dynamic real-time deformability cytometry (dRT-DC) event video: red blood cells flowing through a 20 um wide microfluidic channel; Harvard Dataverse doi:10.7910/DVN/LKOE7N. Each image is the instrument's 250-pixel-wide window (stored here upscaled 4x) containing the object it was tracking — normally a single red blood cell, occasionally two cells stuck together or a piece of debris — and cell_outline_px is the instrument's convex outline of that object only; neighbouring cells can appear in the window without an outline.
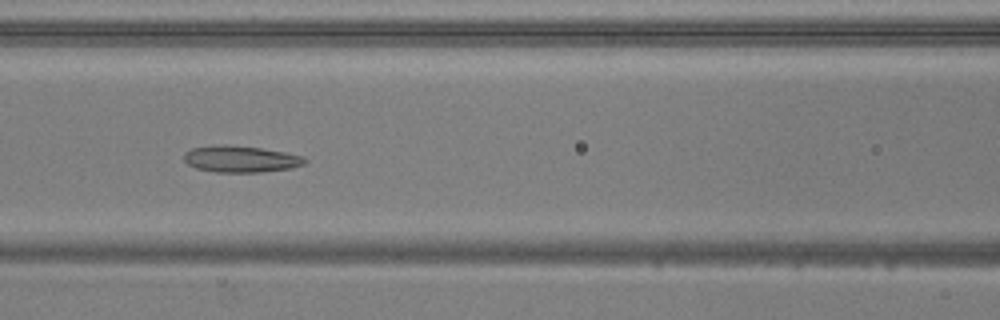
{"species": "common noctule bat (a hibernating species)", "species_latin": "Nyctalus noctula", "temperature_condition": "warm", "stored_images_in_passage": 44, "camera_frame_rate_fps": 3000, "um_per_image_px": 0.085, "animal": {"sex": "male", "body_mass_g": 20.5, "forearm_length_mm": 52.5}, "frame": {"image": 1, "passage_image": 15, "time_ms": 4.667, "image_size_px": [1000, 320], "cell_outline_px": [[308, 160], [304, 164], [292, 168], [260, 172], [216, 172], [196, 168], [188, 164], [184, 160], [184, 152], [192, 148], [220, 144], [228, 144], [260, 148], [284, 152], [304, 156]], "centroid_in_image_um": [20.46, 13.51], "position_along_channel_um": 146.1, "area_um2": 18.79}}
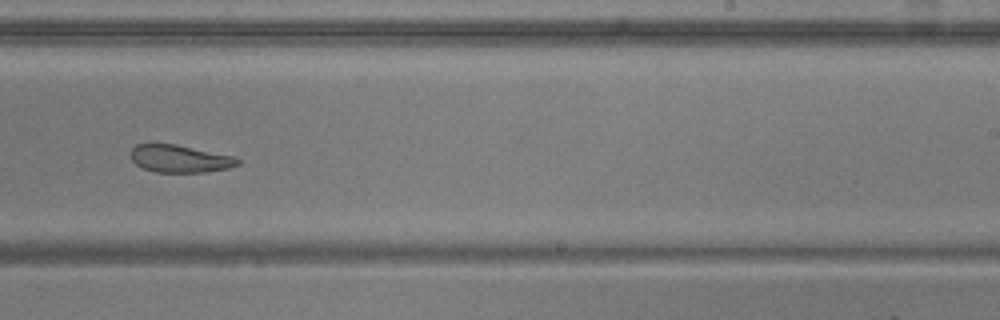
{"frame": {"image": 2, "passage_image": 25, "time_ms": 8.0, "image_size_px": [1000, 320], "cell_outline_px": [[240, 164], [228, 168], [204, 172], [156, 172], [144, 168], [136, 164], [132, 160], [132, 148], [136, 144], [176, 144], [236, 156], [240, 160]], "centroid_in_image_um": [15.34, 13.48], "position_along_channel_um": 273.7, "area_um2": 17.11}}
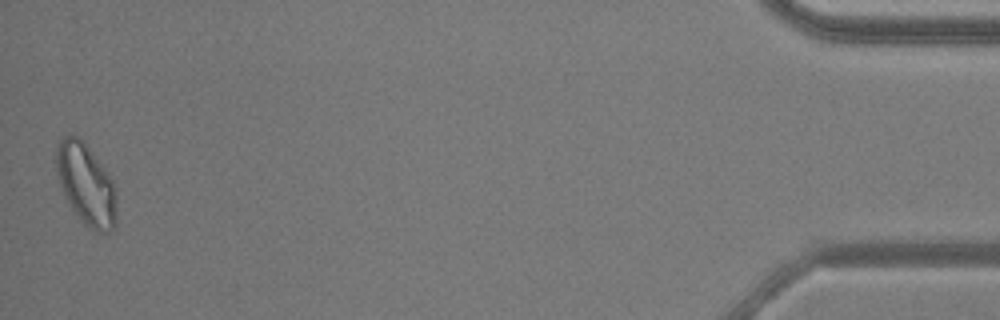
{"frame": {"image": 3, "passage_image": 44, "time_ms": 14.333, "image_size_px": [1000, 320], "cell_outline_px": [[116, 224], [108, 232], [96, 232], [84, 224], [80, 220], [72, 208], [60, 184], [56, 172], [56, 148], [60, 140], [64, 136], [80, 136], [84, 140], [104, 168], [112, 180], [116, 196]], "centroid_in_image_um": [7.32, 15.66], "position_along_channel_um": 427.9, "area_um2": 28.38}, "authors_computed_cell_mechanics": {"area_um2": 20.2878, "velocity_mm_per_s": 3.8389, "shape_relaxation_time_tau1_ms": null, "shape_relaxation_time_tau2_ms": 3.3148, "deformation_change_tau1": null, "deformation_change_tau2": 0.1127}}